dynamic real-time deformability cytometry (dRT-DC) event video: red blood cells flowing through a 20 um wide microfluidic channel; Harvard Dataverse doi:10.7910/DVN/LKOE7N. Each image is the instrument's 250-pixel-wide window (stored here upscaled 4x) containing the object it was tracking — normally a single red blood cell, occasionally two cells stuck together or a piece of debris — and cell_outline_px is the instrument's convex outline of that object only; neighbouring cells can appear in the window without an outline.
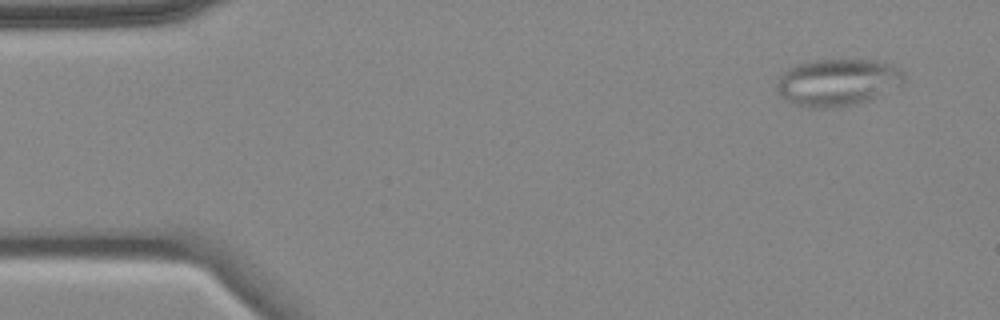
{"species": "common noctule bat (a hibernating species)", "species_latin": "Nyctalus noctula", "temperature_condition": "cold", "stored_images_in_passage": 5, "camera_frame_rate_fps": 3000, "um_per_image_px": 0.085, "animal": {"sex": "female", "body_mass_g": 18.4}, "frame": {"image": 1, "passage_image": 5, "time_ms": 5.667, "image_size_px": [1000, 320], "cell_outline_px": [[904, 80], [900, 84], [872, 100], [856, 104], [828, 108], [816, 108], [796, 104], [780, 96], [776, 88], [776, 84], [780, 76], [788, 68], [808, 60], [876, 60], [892, 64], [904, 72]], "centroid_in_image_um": [71.19, 6.99], "position_along_channel_um": 13.8, "area_um2": 34.85}}